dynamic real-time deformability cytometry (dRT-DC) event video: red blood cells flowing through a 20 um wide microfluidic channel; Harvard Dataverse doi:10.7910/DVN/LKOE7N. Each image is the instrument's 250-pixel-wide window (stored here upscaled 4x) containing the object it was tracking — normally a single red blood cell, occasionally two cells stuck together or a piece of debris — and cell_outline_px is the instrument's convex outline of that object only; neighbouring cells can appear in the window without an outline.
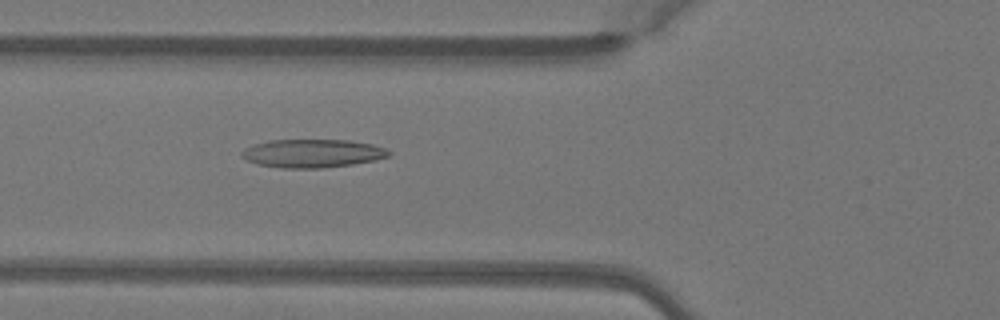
{"species": "Egyptian fruit bat (a non-hibernating species)", "species_latin": "Rousettus aegyptiacus", "temperature_condition": "warm", "stored_images_in_passage": 43, "camera_frame_rate_fps": 3000, "um_per_image_px": 0.085, "animal": {"sex": "female"}, "frame": {"image": 1, "passage_image": 12, "time_ms": 3.667, "image_size_px": [1000, 320], "cell_outline_px": [[392, 152], [388, 156], [376, 160], [352, 164], [324, 168], [280, 168], [256, 164], [240, 156], [240, 152], [244, 148], [252, 144], [268, 140], [348, 140], [372, 144], [384, 148]], "centroid_in_image_um": [26.51, 13.03], "position_along_channel_um": 99.3, "area_um2": 24.45}}
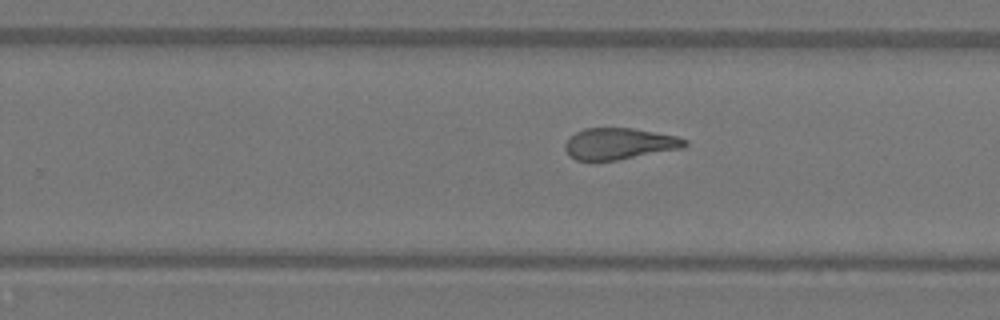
{"frame": {"image": 2, "passage_image": 25, "time_ms": 8.0, "image_size_px": [1000, 320], "cell_outline_px": [[688, 144], [684, 148], [616, 160], [592, 164], [576, 160], [568, 156], [564, 148], [564, 144], [576, 132], [584, 128], [632, 128], [676, 136], [688, 140]], "centroid_in_image_um": [52.58, 12.25], "position_along_channel_um": 277.2, "area_um2": 22.43}}
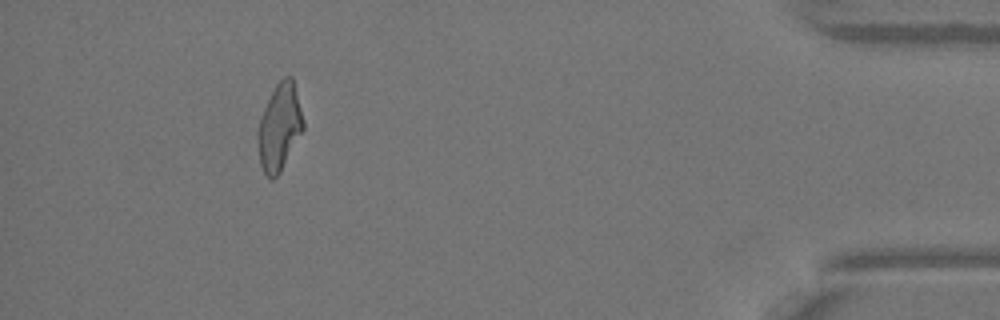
{"frame": {"image": 3, "passage_image": 39, "time_ms": 12.667, "image_size_px": [1000, 320], "cell_outline_px": [[304, 128], [280, 172], [272, 180], [268, 180], [260, 164], [256, 136], [256, 128], [264, 108], [276, 84], [284, 76], [292, 76], [304, 120]], "centroid_in_image_um": [23.73, 10.82], "position_along_channel_um": 411.5, "area_um2": 23.0}, "authors_computed_cell_mechanics": {"area_um2": 23.12, "velocity_mm_per_s": 4.1051, "shape_relaxation_time_tau1_ms": null, "shape_relaxation_time_tau2_ms": 2.0707, "deformation_change_tau1": null, "deformation_change_tau2": 0.112}}